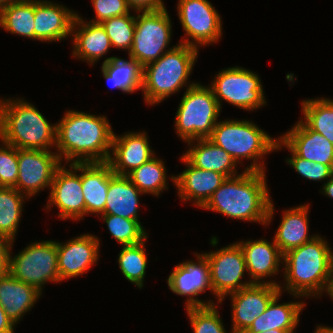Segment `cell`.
Masks as SVG:
<instances>
[{"instance_id":"cell-14","label":"cell","mask_w":333,"mask_h":333,"mask_svg":"<svg viewBox=\"0 0 333 333\" xmlns=\"http://www.w3.org/2000/svg\"><path fill=\"white\" fill-rule=\"evenodd\" d=\"M194 254L197 262L191 259L175 265L167 278L168 287L173 293L187 297L185 309L215 305V301L206 300V302L198 298V295L204 293L206 289L212 293V287L206 256L203 253Z\"/></svg>"},{"instance_id":"cell-45","label":"cell","mask_w":333,"mask_h":333,"mask_svg":"<svg viewBox=\"0 0 333 333\" xmlns=\"http://www.w3.org/2000/svg\"><path fill=\"white\" fill-rule=\"evenodd\" d=\"M322 194L328 196V198H333V175L330 179L322 185Z\"/></svg>"},{"instance_id":"cell-46","label":"cell","mask_w":333,"mask_h":333,"mask_svg":"<svg viewBox=\"0 0 333 333\" xmlns=\"http://www.w3.org/2000/svg\"><path fill=\"white\" fill-rule=\"evenodd\" d=\"M314 333H333V327L317 325Z\"/></svg>"},{"instance_id":"cell-36","label":"cell","mask_w":333,"mask_h":333,"mask_svg":"<svg viewBox=\"0 0 333 333\" xmlns=\"http://www.w3.org/2000/svg\"><path fill=\"white\" fill-rule=\"evenodd\" d=\"M109 233L121 245H135L144 241L148 234L137 220H130L111 214H101Z\"/></svg>"},{"instance_id":"cell-40","label":"cell","mask_w":333,"mask_h":333,"mask_svg":"<svg viewBox=\"0 0 333 333\" xmlns=\"http://www.w3.org/2000/svg\"><path fill=\"white\" fill-rule=\"evenodd\" d=\"M0 185L16 188L19 173L18 149L0 141Z\"/></svg>"},{"instance_id":"cell-24","label":"cell","mask_w":333,"mask_h":333,"mask_svg":"<svg viewBox=\"0 0 333 333\" xmlns=\"http://www.w3.org/2000/svg\"><path fill=\"white\" fill-rule=\"evenodd\" d=\"M282 292H279L268 304L265 312L256 317L251 326L241 333L267 332L271 330H285L294 333L300 321V314L306 305L303 301L279 303Z\"/></svg>"},{"instance_id":"cell-12","label":"cell","mask_w":333,"mask_h":333,"mask_svg":"<svg viewBox=\"0 0 333 333\" xmlns=\"http://www.w3.org/2000/svg\"><path fill=\"white\" fill-rule=\"evenodd\" d=\"M210 267V282L212 293L221 303L225 296L239 291L253 283L242 279L247 272L244 254L240 245L236 242L223 248L203 253ZM243 280V281H242Z\"/></svg>"},{"instance_id":"cell-3","label":"cell","mask_w":333,"mask_h":333,"mask_svg":"<svg viewBox=\"0 0 333 333\" xmlns=\"http://www.w3.org/2000/svg\"><path fill=\"white\" fill-rule=\"evenodd\" d=\"M320 235L312 241L283 254L285 279L280 292H288L293 298H319L327 293L333 267V251ZM283 286V287H282ZM305 296V297H304Z\"/></svg>"},{"instance_id":"cell-4","label":"cell","mask_w":333,"mask_h":333,"mask_svg":"<svg viewBox=\"0 0 333 333\" xmlns=\"http://www.w3.org/2000/svg\"><path fill=\"white\" fill-rule=\"evenodd\" d=\"M57 124H51L23 98L0 99V140L17 149L52 151L56 148Z\"/></svg>"},{"instance_id":"cell-33","label":"cell","mask_w":333,"mask_h":333,"mask_svg":"<svg viewBox=\"0 0 333 333\" xmlns=\"http://www.w3.org/2000/svg\"><path fill=\"white\" fill-rule=\"evenodd\" d=\"M301 105L304 117L301 121L333 144V100L325 97L306 99Z\"/></svg>"},{"instance_id":"cell-35","label":"cell","mask_w":333,"mask_h":333,"mask_svg":"<svg viewBox=\"0 0 333 333\" xmlns=\"http://www.w3.org/2000/svg\"><path fill=\"white\" fill-rule=\"evenodd\" d=\"M139 244L122 246L118 254V266L124 277L136 287L142 289L148 263L145 241Z\"/></svg>"},{"instance_id":"cell-23","label":"cell","mask_w":333,"mask_h":333,"mask_svg":"<svg viewBox=\"0 0 333 333\" xmlns=\"http://www.w3.org/2000/svg\"><path fill=\"white\" fill-rule=\"evenodd\" d=\"M297 156L333 166V144L309 129L301 120L279 137Z\"/></svg>"},{"instance_id":"cell-22","label":"cell","mask_w":333,"mask_h":333,"mask_svg":"<svg viewBox=\"0 0 333 333\" xmlns=\"http://www.w3.org/2000/svg\"><path fill=\"white\" fill-rule=\"evenodd\" d=\"M72 57L95 65L112 48L110 39L101 23L87 22L79 14L72 25Z\"/></svg>"},{"instance_id":"cell-13","label":"cell","mask_w":333,"mask_h":333,"mask_svg":"<svg viewBox=\"0 0 333 333\" xmlns=\"http://www.w3.org/2000/svg\"><path fill=\"white\" fill-rule=\"evenodd\" d=\"M61 165L55 172L46 210L55 206L61 220L78 221L85 216V201L81 184V163ZM78 174H77V173Z\"/></svg>"},{"instance_id":"cell-49","label":"cell","mask_w":333,"mask_h":333,"mask_svg":"<svg viewBox=\"0 0 333 333\" xmlns=\"http://www.w3.org/2000/svg\"><path fill=\"white\" fill-rule=\"evenodd\" d=\"M256 333H288L287 331L285 330H271V331H267V332H256Z\"/></svg>"},{"instance_id":"cell-9","label":"cell","mask_w":333,"mask_h":333,"mask_svg":"<svg viewBox=\"0 0 333 333\" xmlns=\"http://www.w3.org/2000/svg\"><path fill=\"white\" fill-rule=\"evenodd\" d=\"M167 8L156 11H137L133 44L128 57L134 58L142 67L158 60L169 47L172 21Z\"/></svg>"},{"instance_id":"cell-18","label":"cell","mask_w":333,"mask_h":333,"mask_svg":"<svg viewBox=\"0 0 333 333\" xmlns=\"http://www.w3.org/2000/svg\"><path fill=\"white\" fill-rule=\"evenodd\" d=\"M243 251L249 280L257 284H273L280 286L275 280H266L271 276L274 278L280 272V264H283V254L280 252L274 239L272 242L266 239L245 240L237 242ZM265 278V280H264Z\"/></svg>"},{"instance_id":"cell-7","label":"cell","mask_w":333,"mask_h":333,"mask_svg":"<svg viewBox=\"0 0 333 333\" xmlns=\"http://www.w3.org/2000/svg\"><path fill=\"white\" fill-rule=\"evenodd\" d=\"M221 111L211 88L197 82L181 98L174 121L175 132L185 142L209 138Z\"/></svg>"},{"instance_id":"cell-43","label":"cell","mask_w":333,"mask_h":333,"mask_svg":"<svg viewBox=\"0 0 333 333\" xmlns=\"http://www.w3.org/2000/svg\"><path fill=\"white\" fill-rule=\"evenodd\" d=\"M11 244V240L0 237V277L8 273Z\"/></svg>"},{"instance_id":"cell-15","label":"cell","mask_w":333,"mask_h":333,"mask_svg":"<svg viewBox=\"0 0 333 333\" xmlns=\"http://www.w3.org/2000/svg\"><path fill=\"white\" fill-rule=\"evenodd\" d=\"M63 162L56 152L38 149H18L19 173L16 189L29 199L51 187L56 170Z\"/></svg>"},{"instance_id":"cell-6","label":"cell","mask_w":333,"mask_h":333,"mask_svg":"<svg viewBox=\"0 0 333 333\" xmlns=\"http://www.w3.org/2000/svg\"><path fill=\"white\" fill-rule=\"evenodd\" d=\"M208 139L224 149L238 165H243L242 159L250 160L245 170L265 172L264 155L276 151L278 138H272L253 121L225 119L217 122Z\"/></svg>"},{"instance_id":"cell-27","label":"cell","mask_w":333,"mask_h":333,"mask_svg":"<svg viewBox=\"0 0 333 333\" xmlns=\"http://www.w3.org/2000/svg\"><path fill=\"white\" fill-rule=\"evenodd\" d=\"M188 150L182 156L197 168L215 171L226 178L238 175L235 160L221 147L215 145L208 138L194 139L186 142Z\"/></svg>"},{"instance_id":"cell-34","label":"cell","mask_w":333,"mask_h":333,"mask_svg":"<svg viewBox=\"0 0 333 333\" xmlns=\"http://www.w3.org/2000/svg\"><path fill=\"white\" fill-rule=\"evenodd\" d=\"M167 169L165 162L154 156L140 167L130 172L127 177L143 193L158 197L161 192L168 190Z\"/></svg>"},{"instance_id":"cell-28","label":"cell","mask_w":333,"mask_h":333,"mask_svg":"<svg viewBox=\"0 0 333 333\" xmlns=\"http://www.w3.org/2000/svg\"><path fill=\"white\" fill-rule=\"evenodd\" d=\"M309 205H298L283 211L280 225L273 238L282 254L318 236L309 235Z\"/></svg>"},{"instance_id":"cell-16","label":"cell","mask_w":333,"mask_h":333,"mask_svg":"<svg viewBox=\"0 0 333 333\" xmlns=\"http://www.w3.org/2000/svg\"><path fill=\"white\" fill-rule=\"evenodd\" d=\"M280 292L278 286L264 283L245 287L239 291L232 292L227 296L231 298V320L234 333L246 331L265 312L270 301Z\"/></svg>"},{"instance_id":"cell-30","label":"cell","mask_w":333,"mask_h":333,"mask_svg":"<svg viewBox=\"0 0 333 333\" xmlns=\"http://www.w3.org/2000/svg\"><path fill=\"white\" fill-rule=\"evenodd\" d=\"M128 59L108 57L102 62L101 72L112 88L131 94L142 89L143 67L134 58Z\"/></svg>"},{"instance_id":"cell-39","label":"cell","mask_w":333,"mask_h":333,"mask_svg":"<svg viewBox=\"0 0 333 333\" xmlns=\"http://www.w3.org/2000/svg\"><path fill=\"white\" fill-rule=\"evenodd\" d=\"M217 307L186 308L193 333H227Z\"/></svg>"},{"instance_id":"cell-25","label":"cell","mask_w":333,"mask_h":333,"mask_svg":"<svg viewBox=\"0 0 333 333\" xmlns=\"http://www.w3.org/2000/svg\"><path fill=\"white\" fill-rule=\"evenodd\" d=\"M41 295L37 288L15 279L9 272L0 277V306L15 326Z\"/></svg>"},{"instance_id":"cell-11","label":"cell","mask_w":333,"mask_h":333,"mask_svg":"<svg viewBox=\"0 0 333 333\" xmlns=\"http://www.w3.org/2000/svg\"><path fill=\"white\" fill-rule=\"evenodd\" d=\"M177 3V15L185 31L180 43L200 49L219 42L223 23L210 1L178 0Z\"/></svg>"},{"instance_id":"cell-37","label":"cell","mask_w":333,"mask_h":333,"mask_svg":"<svg viewBox=\"0 0 333 333\" xmlns=\"http://www.w3.org/2000/svg\"><path fill=\"white\" fill-rule=\"evenodd\" d=\"M136 15L126 14L112 17L101 24L110 39L112 48L130 51L133 44Z\"/></svg>"},{"instance_id":"cell-21","label":"cell","mask_w":333,"mask_h":333,"mask_svg":"<svg viewBox=\"0 0 333 333\" xmlns=\"http://www.w3.org/2000/svg\"><path fill=\"white\" fill-rule=\"evenodd\" d=\"M49 0H35L34 40L60 42L71 36L77 13Z\"/></svg>"},{"instance_id":"cell-48","label":"cell","mask_w":333,"mask_h":333,"mask_svg":"<svg viewBox=\"0 0 333 333\" xmlns=\"http://www.w3.org/2000/svg\"><path fill=\"white\" fill-rule=\"evenodd\" d=\"M18 0H0V8Z\"/></svg>"},{"instance_id":"cell-42","label":"cell","mask_w":333,"mask_h":333,"mask_svg":"<svg viewBox=\"0 0 333 333\" xmlns=\"http://www.w3.org/2000/svg\"><path fill=\"white\" fill-rule=\"evenodd\" d=\"M132 11H156L165 8L163 0H126ZM134 9V10H133Z\"/></svg>"},{"instance_id":"cell-1","label":"cell","mask_w":333,"mask_h":333,"mask_svg":"<svg viewBox=\"0 0 333 333\" xmlns=\"http://www.w3.org/2000/svg\"><path fill=\"white\" fill-rule=\"evenodd\" d=\"M56 124L55 150L65 165L108 162L114 131L106 116L72 109Z\"/></svg>"},{"instance_id":"cell-26","label":"cell","mask_w":333,"mask_h":333,"mask_svg":"<svg viewBox=\"0 0 333 333\" xmlns=\"http://www.w3.org/2000/svg\"><path fill=\"white\" fill-rule=\"evenodd\" d=\"M143 193L130 181L127 176L116 175L109 164V187L105 210L102 214H111L137 220L139 218V197Z\"/></svg>"},{"instance_id":"cell-31","label":"cell","mask_w":333,"mask_h":333,"mask_svg":"<svg viewBox=\"0 0 333 333\" xmlns=\"http://www.w3.org/2000/svg\"><path fill=\"white\" fill-rule=\"evenodd\" d=\"M35 0H18L0 8V27L34 40Z\"/></svg>"},{"instance_id":"cell-44","label":"cell","mask_w":333,"mask_h":333,"mask_svg":"<svg viewBox=\"0 0 333 333\" xmlns=\"http://www.w3.org/2000/svg\"><path fill=\"white\" fill-rule=\"evenodd\" d=\"M15 325L7 317L5 310L0 306V333H14Z\"/></svg>"},{"instance_id":"cell-5","label":"cell","mask_w":333,"mask_h":333,"mask_svg":"<svg viewBox=\"0 0 333 333\" xmlns=\"http://www.w3.org/2000/svg\"><path fill=\"white\" fill-rule=\"evenodd\" d=\"M199 50L184 43L164 53L158 60L143 67L142 95L147 105H157L172 94L179 93L197 82H188Z\"/></svg>"},{"instance_id":"cell-38","label":"cell","mask_w":333,"mask_h":333,"mask_svg":"<svg viewBox=\"0 0 333 333\" xmlns=\"http://www.w3.org/2000/svg\"><path fill=\"white\" fill-rule=\"evenodd\" d=\"M283 147L291 153V156L286 159V163L291 166L299 175L307 180L326 182L333 175V166H328L322 163H315L297 156L279 137L276 142V151Z\"/></svg>"},{"instance_id":"cell-32","label":"cell","mask_w":333,"mask_h":333,"mask_svg":"<svg viewBox=\"0 0 333 333\" xmlns=\"http://www.w3.org/2000/svg\"><path fill=\"white\" fill-rule=\"evenodd\" d=\"M27 199L16 188H0V237L15 240Z\"/></svg>"},{"instance_id":"cell-8","label":"cell","mask_w":333,"mask_h":333,"mask_svg":"<svg viewBox=\"0 0 333 333\" xmlns=\"http://www.w3.org/2000/svg\"><path fill=\"white\" fill-rule=\"evenodd\" d=\"M9 252L8 272L19 281L30 284L41 293L45 283L61 282L58 271L57 242L54 240L29 243L18 254Z\"/></svg>"},{"instance_id":"cell-2","label":"cell","mask_w":333,"mask_h":333,"mask_svg":"<svg viewBox=\"0 0 333 333\" xmlns=\"http://www.w3.org/2000/svg\"><path fill=\"white\" fill-rule=\"evenodd\" d=\"M228 177L202 207L228 218L270 225L275 206L265 172L245 170Z\"/></svg>"},{"instance_id":"cell-20","label":"cell","mask_w":333,"mask_h":333,"mask_svg":"<svg viewBox=\"0 0 333 333\" xmlns=\"http://www.w3.org/2000/svg\"><path fill=\"white\" fill-rule=\"evenodd\" d=\"M179 158L186 165V169L177 176L170 177L178 191L177 195L181 200L193 201V205L202 208L226 177L215 171L192 166L182 155Z\"/></svg>"},{"instance_id":"cell-41","label":"cell","mask_w":333,"mask_h":333,"mask_svg":"<svg viewBox=\"0 0 333 333\" xmlns=\"http://www.w3.org/2000/svg\"><path fill=\"white\" fill-rule=\"evenodd\" d=\"M95 12V18L89 22L102 23L112 17L130 14L132 9L128 6L126 0H91Z\"/></svg>"},{"instance_id":"cell-19","label":"cell","mask_w":333,"mask_h":333,"mask_svg":"<svg viewBox=\"0 0 333 333\" xmlns=\"http://www.w3.org/2000/svg\"><path fill=\"white\" fill-rule=\"evenodd\" d=\"M146 132H128L123 135L114 133L108 163L116 175L127 176L134 169L153 158Z\"/></svg>"},{"instance_id":"cell-17","label":"cell","mask_w":333,"mask_h":333,"mask_svg":"<svg viewBox=\"0 0 333 333\" xmlns=\"http://www.w3.org/2000/svg\"><path fill=\"white\" fill-rule=\"evenodd\" d=\"M60 281L77 278L97 264L100 239L91 233L81 234L65 243L57 241Z\"/></svg>"},{"instance_id":"cell-10","label":"cell","mask_w":333,"mask_h":333,"mask_svg":"<svg viewBox=\"0 0 333 333\" xmlns=\"http://www.w3.org/2000/svg\"><path fill=\"white\" fill-rule=\"evenodd\" d=\"M210 84L220 109L221 100L246 111L257 110L267 103L259 75L249 69L233 66L220 70Z\"/></svg>"},{"instance_id":"cell-29","label":"cell","mask_w":333,"mask_h":333,"mask_svg":"<svg viewBox=\"0 0 333 333\" xmlns=\"http://www.w3.org/2000/svg\"><path fill=\"white\" fill-rule=\"evenodd\" d=\"M81 184L85 201V215L100 216L104 210L109 187V163H81Z\"/></svg>"},{"instance_id":"cell-47","label":"cell","mask_w":333,"mask_h":333,"mask_svg":"<svg viewBox=\"0 0 333 333\" xmlns=\"http://www.w3.org/2000/svg\"><path fill=\"white\" fill-rule=\"evenodd\" d=\"M325 295H329L331 300H333V267H332L330 286H329L327 293H325Z\"/></svg>"}]
</instances>
